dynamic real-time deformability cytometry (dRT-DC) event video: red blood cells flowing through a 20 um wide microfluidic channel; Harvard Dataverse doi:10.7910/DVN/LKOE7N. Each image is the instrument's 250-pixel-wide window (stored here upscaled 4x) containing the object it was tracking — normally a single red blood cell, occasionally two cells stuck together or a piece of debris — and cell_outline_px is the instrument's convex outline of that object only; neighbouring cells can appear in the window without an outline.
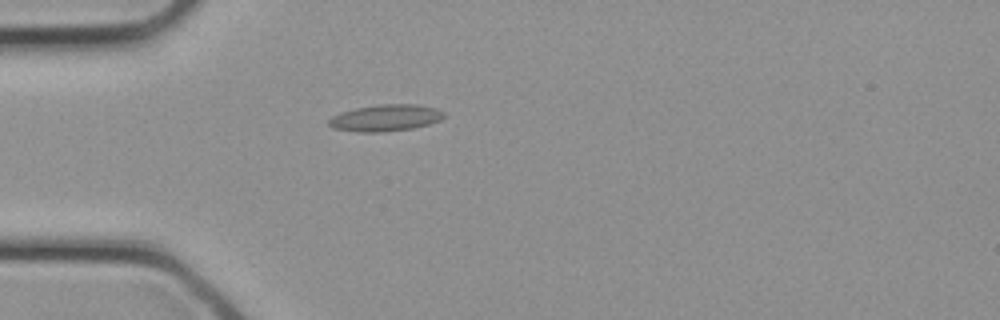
{"species": "common noctule bat (a hibernating species)", "species_latin": "Nyctalus noctula", "temperature_condition": "cold", "stored_images_in_passage": 25, "camera_frame_rate_fps": 3000, "um_per_image_px": 0.085, "animal": {"sex": "female", "body_mass_g": 21.9}, "frame": {"image": 1, "passage_image": 3, "time_ms": 0.667, "image_size_px": [1000, 320], "cell_outline_px": [[444, 116], [440, 120], [428, 124], [412, 128], [380, 132], [360, 132], [332, 128], [328, 124], [328, 120], [332, 116], [340, 112], [356, 108], [380, 104], [416, 104], [436, 108], [444, 112]], "centroid_in_image_um": [32.75, 10.01], "position_along_channel_um": 52.3, "area_um2": 17.8}}
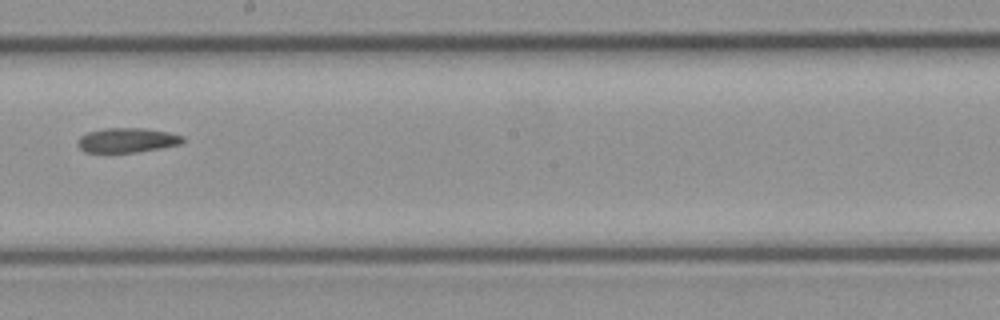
{"frame": {"image": 2, "passage_image": 12, "time_ms": 3.667, "image_size_px": [1000, 320], "cell_outline_px": [[184, 140], [180, 144], [160, 148], [112, 156], [84, 152], [76, 144], [76, 140], [80, 136], [88, 132], [104, 128], [144, 128], [168, 132], [184, 136]], "centroid_in_image_um": [10.71, 11.96], "position_along_channel_um": 237.5, "area_um2": 15.84}}
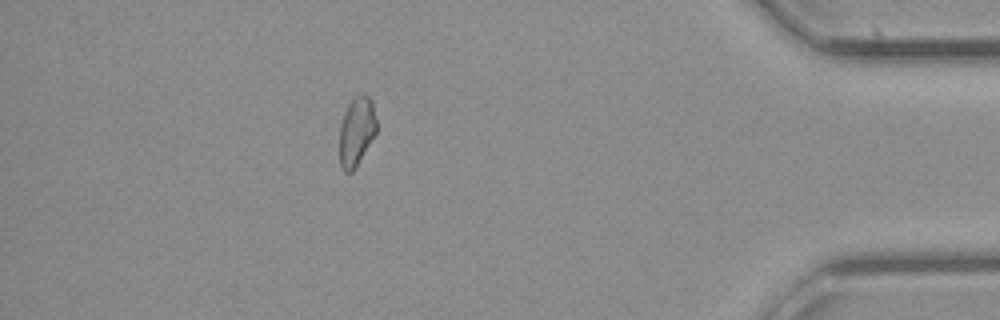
{"frame": {"image": 3, "passage_image": 22, "time_ms": 7.0, "image_size_px": [1000, 320], "cell_outline_px": [[376, 132], [356, 168], [352, 172], [344, 172], [340, 168], [340, 124], [344, 112], [348, 104], [360, 92], [364, 92], [372, 100], [376, 120]], "centroid_in_image_um": [30.3, 11.16], "position_along_channel_um": 404.9, "area_um2": 15.03}}